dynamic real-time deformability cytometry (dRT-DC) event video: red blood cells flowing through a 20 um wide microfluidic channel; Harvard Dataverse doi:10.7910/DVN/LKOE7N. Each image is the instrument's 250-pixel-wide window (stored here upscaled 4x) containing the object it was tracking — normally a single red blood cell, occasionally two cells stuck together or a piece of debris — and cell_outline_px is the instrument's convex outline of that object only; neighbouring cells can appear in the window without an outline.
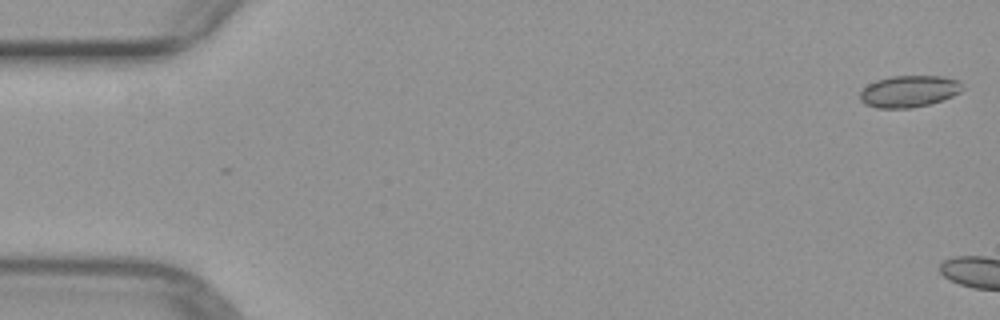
{"species": "common noctule bat (a hibernating species)", "species_latin": "Nyctalus noctula", "temperature_condition": "warm", "stored_images_in_passage": 5, "camera_frame_rate_fps": 3000, "um_per_image_px": 0.085, "animal": {"sex": "female", "body_mass_g": 29.2, "forearm_length_mm": 56.3}, "frame": {"image": 1, "passage_image": 1, "time_ms": 0.0, "image_size_px": [1000, 320], "cell_outline_px": [[964, 88], [960, 92], [952, 96], [928, 104], [912, 108], [876, 108], [864, 104], [860, 100], [860, 92], [868, 84], [876, 80], [892, 76], [944, 76], [960, 80]], "centroid_in_image_um": [77.27, 7.76], "position_along_channel_um": 7.7, "area_um2": 19.02}}